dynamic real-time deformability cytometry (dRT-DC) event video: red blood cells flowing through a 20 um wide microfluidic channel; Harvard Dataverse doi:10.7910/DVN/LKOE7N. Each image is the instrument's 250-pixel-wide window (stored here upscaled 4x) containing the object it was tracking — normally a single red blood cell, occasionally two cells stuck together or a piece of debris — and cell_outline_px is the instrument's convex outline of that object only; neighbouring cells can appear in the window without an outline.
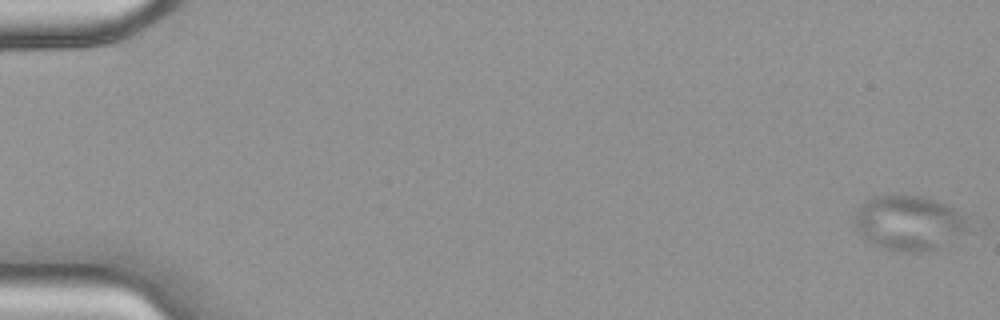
{"species": "common noctule bat (a hibernating species)", "species_latin": "Nyctalus noctula", "temperature_condition": "warm", "stored_images_in_passage": 2, "camera_frame_rate_fps": 3000, "um_per_image_px": 0.085, "animal": {"sex": "female", "body_mass_g": 18.4}, "frame": {"image": 1, "passage_image": 1, "time_ms": 0.0, "image_size_px": [1000, 320], "cell_outline_px": [[984, 232], [944, 248], [928, 252], [892, 252], [872, 244], [856, 228], [852, 220], [856, 208], [864, 200], [872, 196], [920, 196], [936, 200], [972, 212], [980, 216], [984, 220]], "centroid_in_image_um": [77.73, 18.99], "position_along_channel_um": 7.3, "area_um2": 40.86}}